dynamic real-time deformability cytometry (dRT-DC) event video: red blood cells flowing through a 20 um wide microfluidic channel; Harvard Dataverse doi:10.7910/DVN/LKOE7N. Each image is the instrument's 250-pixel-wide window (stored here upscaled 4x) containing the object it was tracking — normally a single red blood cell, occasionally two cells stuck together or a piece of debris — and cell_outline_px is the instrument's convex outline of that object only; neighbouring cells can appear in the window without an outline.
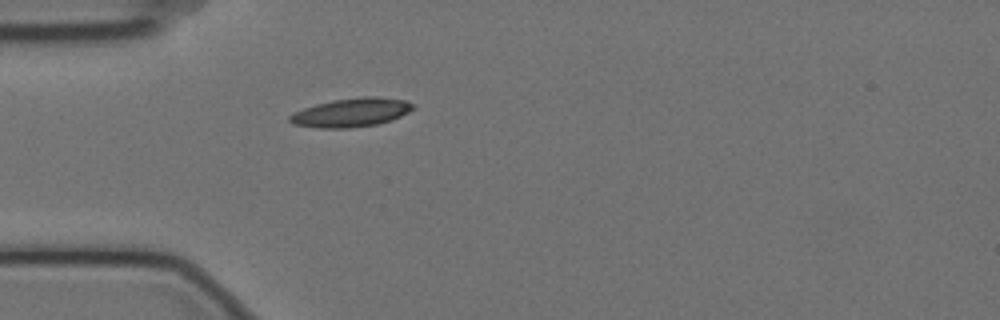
{"species": "Egyptian fruit bat (a non-hibernating species)", "species_latin": "Rousettus aegyptiacus", "temperature_condition": "cold", "stored_images_in_passage": 1, "camera_frame_rate_fps": 3000, "um_per_image_px": 0.085, "animal": {"sex": "female"}, "frame": {"image": 1, "passage_image": 1, "time_ms": 0.0, "image_size_px": [1000, 320], "cell_outline_px": [[416, 104], [408, 112], [392, 120], [376, 124], [348, 128], [320, 128], [292, 124], [288, 120], [288, 116], [292, 112], [316, 104], [332, 100], [364, 96], [376, 96], [404, 100]], "centroid_in_image_um": [29.82, 9.56], "position_along_channel_um": 55.2, "area_um2": 20.69}}